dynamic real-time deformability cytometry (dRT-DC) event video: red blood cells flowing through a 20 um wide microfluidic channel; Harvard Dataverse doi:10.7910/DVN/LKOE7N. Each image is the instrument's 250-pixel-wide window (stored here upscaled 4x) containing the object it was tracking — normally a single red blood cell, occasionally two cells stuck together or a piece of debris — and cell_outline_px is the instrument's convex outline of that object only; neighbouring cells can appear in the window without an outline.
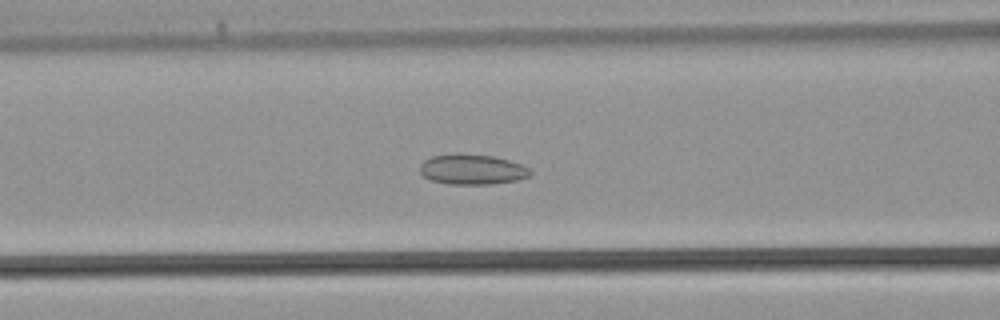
{"species": "common noctule bat (a hibernating species)", "species_latin": "Nyctalus noctula", "temperature_condition": "warm", "stored_images_in_passage": 38, "camera_frame_rate_fps": 3000, "um_per_image_px": 0.085, "animal": {"sex": "male", "body_mass_g": 21.5, "forearm_length_mm": 52.0}, "frame": {"image": 1, "passage_image": 15, "time_ms": 4.667, "image_size_px": [1000, 320], "cell_outline_px": [[532, 172], [528, 176], [516, 180], [488, 184], [448, 184], [432, 180], [424, 176], [420, 172], [420, 164], [424, 160], [432, 156], [452, 152], [460, 152], [492, 156], [508, 160], [520, 164], [528, 168]], "centroid_in_image_um": [40.08, 14.37], "position_along_channel_um": 126.5, "area_um2": 19.54}}
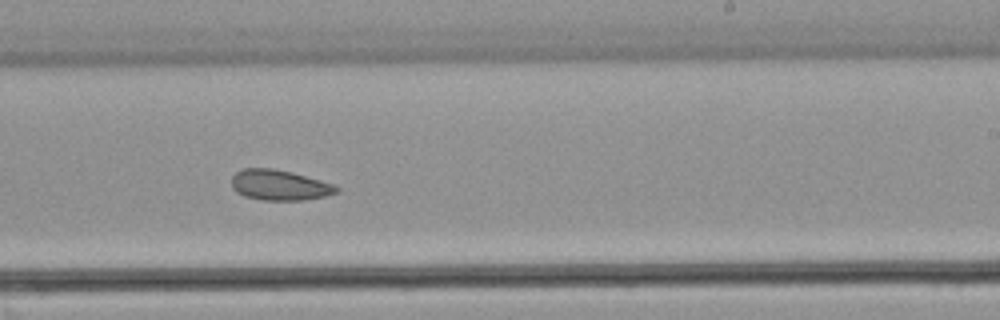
{"frame": {"image": 2, "passage_image": 23, "time_ms": 7.333, "image_size_px": [1000, 320], "cell_outline_px": [[340, 192], [324, 196], [304, 200], [260, 200], [244, 196], [236, 192], [232, 188], [232, 176], [236, 172], [244, 168], [272, 168], [292, 172], [320, 180], [332, 184], [340, 188]], "centroid_in_image_um": [23.74, 15.74], "position_along_channel_um": 265.3, "area_um2": 18.67}}
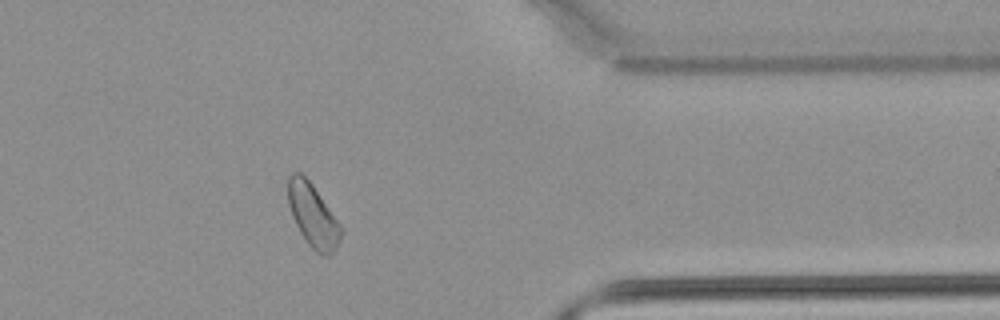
{"frame": {"image": 3, "passage_image": 31, "time_ms": 10.0, "image_size_px": [1000, 320], "cell_outline_px": [[340, 240], [336, 248], [328, 256], [324, 256], [316, 252], [308, 244], [300, 232], [292, 216], [288, 204], [288, 176], [292, 172], [300, 172], [312, 184], [340, 224]], "centroid_in_image_um": [26.57, 18.31], "position_along_channel_um": 384.8, "area_um2": 19.13}}